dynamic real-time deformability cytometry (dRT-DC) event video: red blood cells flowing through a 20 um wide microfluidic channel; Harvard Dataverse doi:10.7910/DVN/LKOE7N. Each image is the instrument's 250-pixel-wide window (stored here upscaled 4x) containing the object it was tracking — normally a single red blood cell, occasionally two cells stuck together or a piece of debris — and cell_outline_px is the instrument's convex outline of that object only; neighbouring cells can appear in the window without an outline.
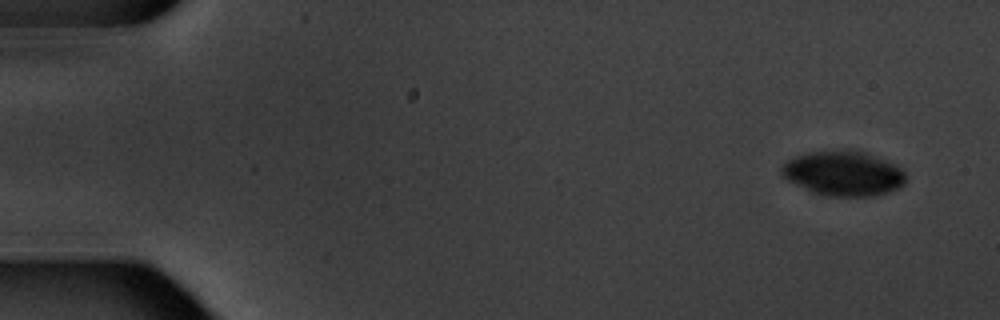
{"species": "common noctule bat (a hibernating species)", "species_latin": "Nyctalus noctula", "temperature_condition": "warm", "stored_images_in_passage": 5, "camera_frame_rate_fps": 3000, "um_per_image_px": 0.085, "animal": {"sex": "male", "body_mass_g": 20.1, "forearm_length_mm": 53.5}, "frame": {"image": 1, "passage_image": 1, "time_ms": 0.0, "image_size_px": [1000, 320], "cell_outline_px": [[908, 180], [904, 184], [888, 192], [872, 196], [824, 196], [812, 192], [788, 180], [780, 172], [780, 168], [788, 160], [796, 156], [808, 152], [848, 148], [864, 152], [892, 164], [900, 168], [904, 172]], "centroid_in_image_um": [71.67, 14.73], "position_along_channel_um": 13.3, "area_um2": 32.43}}